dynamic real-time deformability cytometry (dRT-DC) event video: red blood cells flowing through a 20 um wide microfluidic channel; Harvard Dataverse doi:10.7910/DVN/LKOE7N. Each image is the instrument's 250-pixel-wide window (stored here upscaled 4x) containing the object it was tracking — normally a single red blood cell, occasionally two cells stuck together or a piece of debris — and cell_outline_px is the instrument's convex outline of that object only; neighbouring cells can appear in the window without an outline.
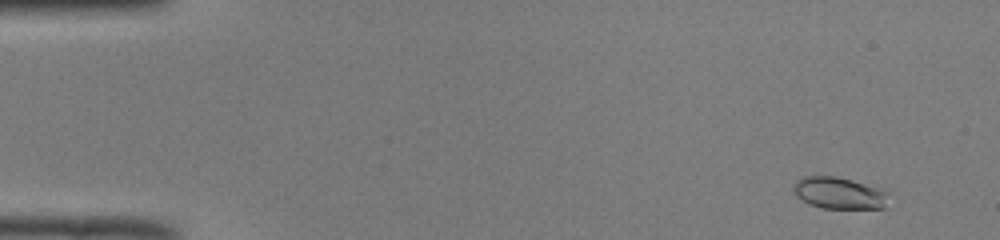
{"species": "common noctule bat (a hibernating species)", "species_latin": "Nyctalus noctula", "temperature_condition": "room temperature", "stored_images_in_passage": 52, "camera_frame_rate_fps": 3000, "um_per_image_px": 0.085, "animal": {"sex": "male", "body_mass_g": 19.0, "forearm_length_mm": 50.8}, "frame": {"image": 1, "passage_image": 4, "time_ms": 1.0, "image_size_px": [1000, 240], "cell_outline_px": [[888, 192], [884, 208], [824, 208], [808, 204], [796, 196], [792, 188], [796, 180], [804, 176], [836, 176], [852, 180]], "centroid_in_image_um": [71.26, 16.4], "position_along_channel_um": 13.7, "area_um2": 17.4}}
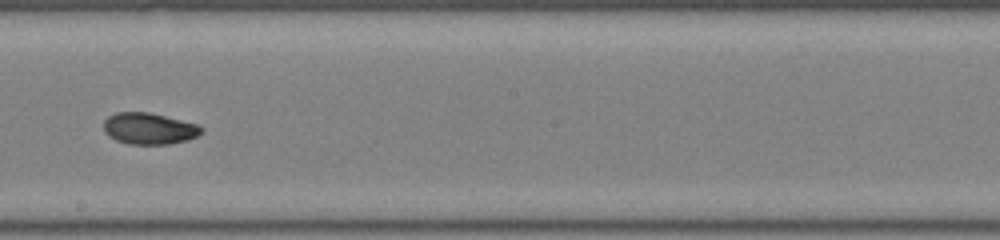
{"frame": {"image": 2, "passage_image": 30, "time_ms": 9.667, "image_size_px": [1000, 240], "cell_outline_px": [[204, 132], [188, 140], [168, 144], [128, 144], [116, 140], [108, 136], [104, 132], [104, 120], [108, 116], [116, 112], [148, 112], [196, 124], [204, 128]], "centroid_in_image_um": [12.66, 10.93], "position_along_channel_um": 235.5, "area_um2": 17.92}}
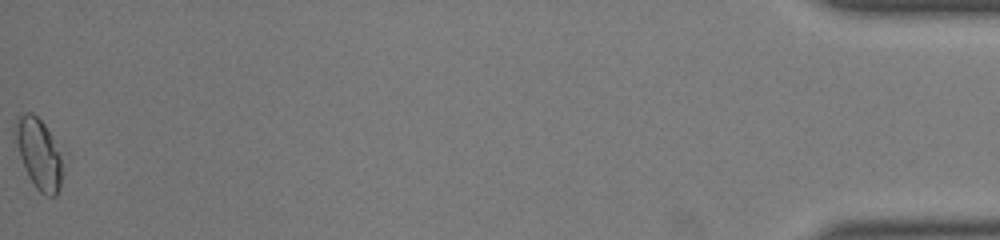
{"frame": {"image": 3, "passage_image": 52, "time_ms": 17.0, "image_size_px": [1000, 240], "cell_outline_px": [[68, 164], [60, 188], [56, 196], [44, 196], [36, 188], [28, 176], [20, 156], [16, 140], [16, 116], [24, 112], [32, 112], [44, 124], [68, 152]], "centroid_in_image_um": [3.48, 13.1], "position_along_channel_um": 431.7, "area_um2": 20.98}, "authors_computed_cell_mechanics": {"area_um2": 17.8602, "velocity_mm_per_s": 3.9912, "shape_relaxation_time_tau1_ms": 5.0238, "shape_relaxation_time_tau2_ms": 2.2596, "deformation_change_tau1": 0.1243, "deformation_change_tau2": 0.052}}